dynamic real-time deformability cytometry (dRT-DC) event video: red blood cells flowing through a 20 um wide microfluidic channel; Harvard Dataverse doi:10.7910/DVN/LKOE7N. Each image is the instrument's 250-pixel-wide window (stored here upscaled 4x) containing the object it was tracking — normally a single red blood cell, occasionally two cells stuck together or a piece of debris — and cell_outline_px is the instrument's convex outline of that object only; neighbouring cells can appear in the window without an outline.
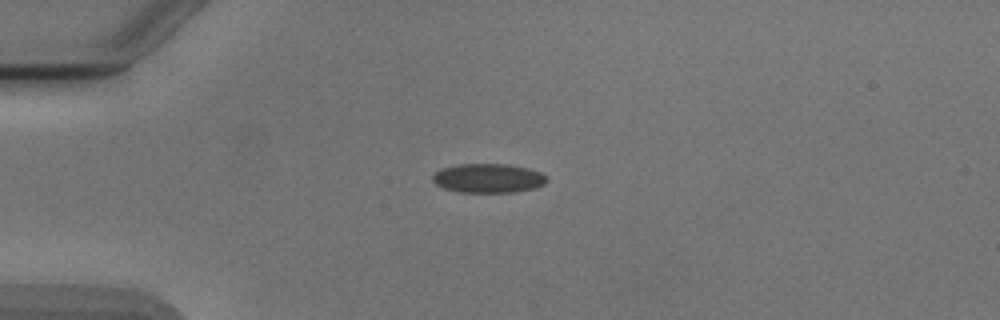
{"species": "Egyptian fruit bat (a non-hibernating species)", "species_latin": "Rousettus aegyptiacus", "temperature_condition": "cold", "stored_images_in_passage": 4, "camera_frame_rate_fps": 3000, "um_per_image_px": 0.085, "animal": {"sex": "male"}, "frame": {"image": 1, "passage_image": 1, "time_ms": 0.0, "image_size_px": [1000, 320], "cell_outline_px": [[548, 180], [544, 184], [536, 188], [516, 192], [460, 192], [444, 188], [436, 184], [432, 180], [432, 176], [440, 168], [456, 164], [508, 164], [528, 168], [540, 172], [548, 176]], "centroid_in_image_um": [41.52, 15.14], "position_along_channel_um": 43.5, "area_um2": 19.59}}
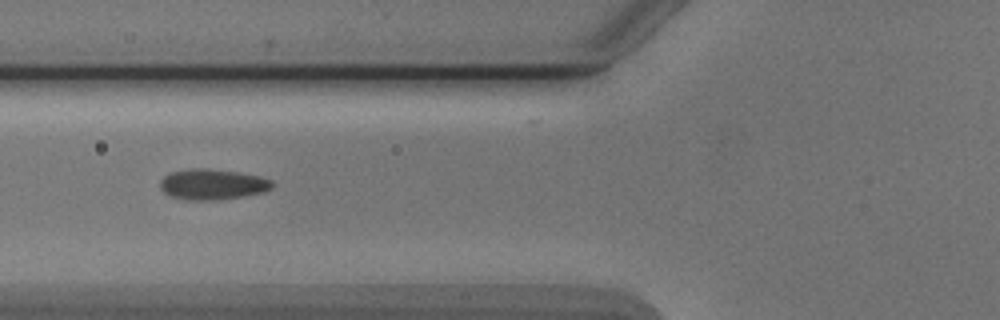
{"frame": {"image": 2, "passage_image": 3, "time_ms": 2.333, "image_size_px": [1000, 320], "cell_outline_px": [[276, 184], [272, 188], [264, 192], [244, 196], [220, 200], [184, 200], [168, 196], [160, 188], [160, 180], [164, 176], [172, 172], [192, 168], [204, 168], [236, 172], [260, 176], [272, 180]], "centroid_in_image_um": [18.07, 15.68], "position_along_channel_um": 107.7, "area_um2": 20.23}}
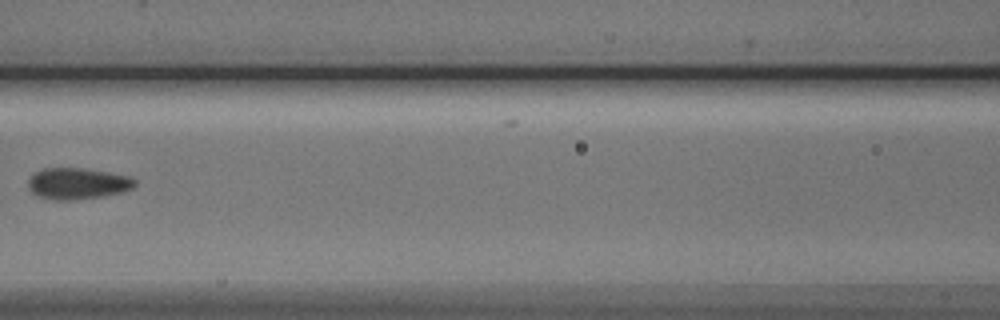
{"frame": {"image": 3, "passage_image": 4, "time_ms": 3.667, "image_size_px": [1000, 320], "cell_outline_px": [[136, 184], [132, 188], [120, 192], [104, 196], [72, 200], [52, 200], [36, 196], [28, 188], [28, 180], [32, 172], [44, 168], [84, 168], [108, 172], [128, 176], [136, 180]], "centroid_in_image_um": [6.53, 15.6], "position_along_channel_um": 160.1, "area_um2": 19.65}}